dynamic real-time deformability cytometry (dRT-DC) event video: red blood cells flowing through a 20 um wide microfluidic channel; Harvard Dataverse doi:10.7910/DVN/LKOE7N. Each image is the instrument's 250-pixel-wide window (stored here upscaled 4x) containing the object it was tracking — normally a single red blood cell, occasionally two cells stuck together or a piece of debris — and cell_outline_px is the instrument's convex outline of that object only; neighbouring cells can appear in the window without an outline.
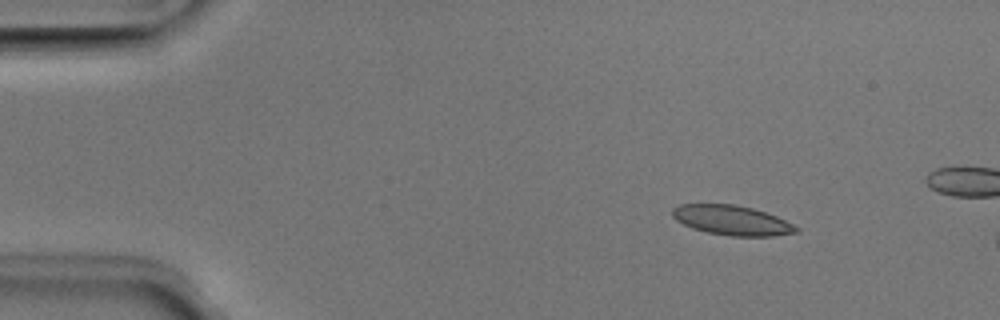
{"species": "Egyptian fruit bat (a non-hibernating species)", "species_latin": "Rousettus aegyptiacus", "temperature_condition": "room temperature", "stored_images_in_passage": 7, "camera_frame_rate_fps": 3000, "um_per_image_px": 0.085, "animal": {"sex": "male"}, "frame": {"image": 1, "passage_image": 1, "time_ms": 0.0, "image_size_px": [1000, 320], "cell_outline_px": [[800, 232], [772, 236], [732, 236], [708, 232], [692, 228], [676, 220], [672, 216], [672, 208], [680, 204], [736, 204], [752, 208], [776, 216], [800, 228]], "centroid_in_image_um": [62.21, 18.72], "position_along_channel_um": 22.8, "area_um2": 21.39}}